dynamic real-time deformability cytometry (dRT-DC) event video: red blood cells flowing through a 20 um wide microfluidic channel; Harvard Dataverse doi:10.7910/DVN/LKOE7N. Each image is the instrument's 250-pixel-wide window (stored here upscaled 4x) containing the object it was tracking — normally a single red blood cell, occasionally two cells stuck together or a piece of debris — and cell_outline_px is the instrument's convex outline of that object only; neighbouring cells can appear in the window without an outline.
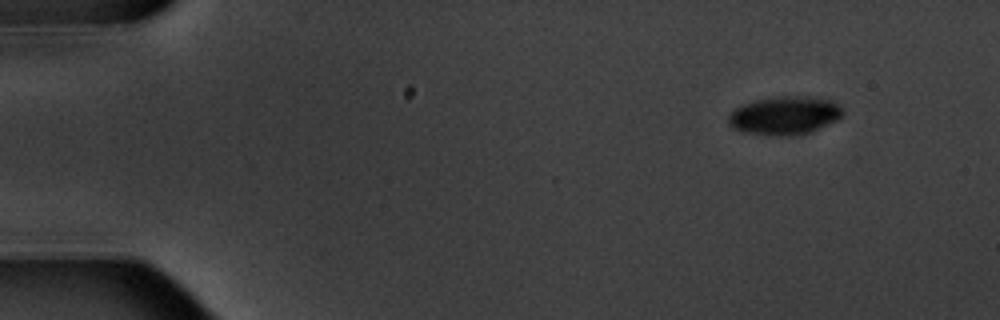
{"species": "common noctule bat (a hibernating species)", "species_latin": "Nyctalus noctula", "temperature_condition": "warm", "stored_images_in_passage": 7, "camera_frame_rate_fps": 3000, "um_per_image_px": 0.085, "animal": {"sex": "male", "body_mass_g": 20.1, "forearm_length_mm": 53.5}, "frame": {"image": 1, "passage_image": 1, "time_ms": 0.0, "image_size_px": [1000, 320], "cell_outline_px": [[844, 112], [836, 120], [812, 132], [788, 136], [768, 136], [740, 132], [732, 128], [728, 124], [728, 116], [736, 108], [744, 104], [756, 100], [784, 96], [816, 96], [832, 100]], "centroid_in_image_um": [66.67, 9.83], "position_along_channel_um": 18.3, "area_um2": 25.72}}
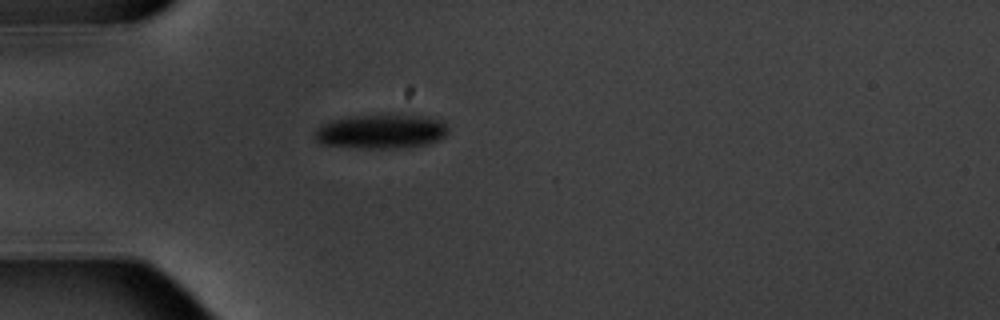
{"frame": {"image": 2, "passage_image": 4, "time_ms": 3.667, "image_size_px": [1000, 320], "cell_outline_px": [[448, 132], [444, 136], [428, 144], [400, 148], [360, 148], [320, 144], [316, 140], [312, 132], [316, 128], [328, 120], [356, 116], [420, 116], [444, 120], [448, 128]], "centroid_in_image_um": [32.35, 11.19], "position_along_channel_um": 52.7, "area_um2": 26.53}}
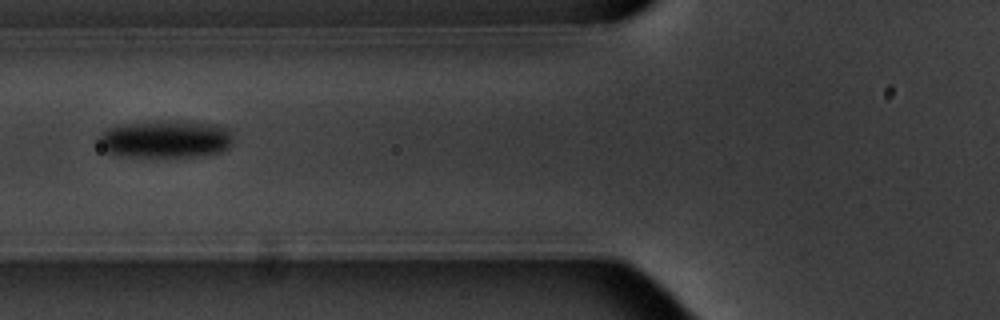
{"frame": {"image": 3, "passage_image": 6, "time_ms": 5.667, "image_size_px": [1000, 320], "cell_outline_px": [[232, 144], [228, 148], [220, 152], [192, 156], [116, 156], [100, 152], [96, 140], [96, 136], [104, 128], [116, 124], [160, 120], [180, 120], [220, 124], [228, 128], [232, 132]], "centroid_in_image_um": [13.95, 11.79], "position_along_channel_um": 111.9, "area_um2": 30.75}}